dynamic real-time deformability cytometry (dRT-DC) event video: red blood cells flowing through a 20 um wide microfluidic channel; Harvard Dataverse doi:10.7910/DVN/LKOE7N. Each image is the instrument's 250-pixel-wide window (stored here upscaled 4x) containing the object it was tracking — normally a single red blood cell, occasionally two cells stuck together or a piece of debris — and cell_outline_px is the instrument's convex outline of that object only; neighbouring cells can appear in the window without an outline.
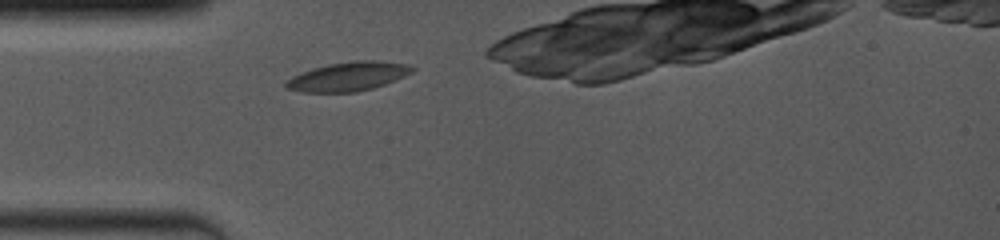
{"species": "common noctule bat (a hibernating species)", "species_latin": "Nyctalus noctula", "temperature_condition": "room temperature", "stored_images_in_passage": 1, "camera_frame_rate_fps": 4000, "um_per_image_px": 0.085, "animal": {"sex": "female", "body_mass_g": 19.0, "forearm_length_mm": 53.3}, "frame": {"image": 1, "passage_image": 1, "time_ms": 0.0, "image_size_px": [1000, 240], "cell_outline_px": [[416, 68], [412, 72], [404, 76], [384, 84], [372, 88], [356, 92], [300, 92], [288, 88], [284, 84], [292, 76], [312, 68], [328, 64], [356, 60], [376, 60], [408, 64]], "centroid_in_image_um": [29.6, 6.49], "position_along_channel_um": 55.4, "area_um2": 21.21}}